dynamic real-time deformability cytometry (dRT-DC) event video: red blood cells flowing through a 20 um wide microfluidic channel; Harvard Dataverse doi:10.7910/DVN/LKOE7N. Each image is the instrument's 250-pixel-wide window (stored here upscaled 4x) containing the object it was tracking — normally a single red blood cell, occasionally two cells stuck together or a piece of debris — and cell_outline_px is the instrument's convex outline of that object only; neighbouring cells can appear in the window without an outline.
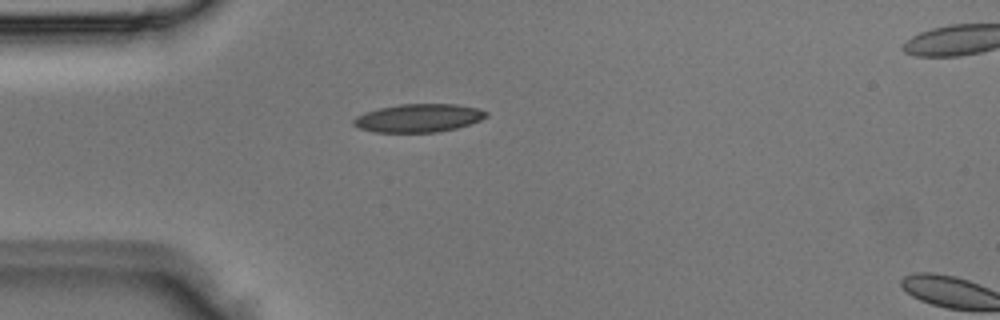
{"species": "Egyptian fruit bat (a non-hibernating species)", "species_latin": "Rousettus aegyptiacus", "temperature_condition": "room temperature", "stored_images_in_passage": 2, "segment_of_instrument_passage": [1, 2], "camera_frame_rate_fps": 3000, "um_per_image_px": 0.085, "animal": {"sex": "male"}, "frame": {"image": 1, "passage_image": 1, "time_ms": 0.0, "image_size_px": [1000, 320], "cell_outline_px": [[488, 116], [480, 120], [456, 128], [436, 132], [376, 132], [360, 128], [352, 124], [352, 120], [356, 116], [364, 112], [380, 108], [400, 104], [456, 104], [476, 108], [488, 112]], "centroid_in_image_um": [35.56, 10.03], "position_along_channel_um": 49.4, "area_um2": 21.68}}